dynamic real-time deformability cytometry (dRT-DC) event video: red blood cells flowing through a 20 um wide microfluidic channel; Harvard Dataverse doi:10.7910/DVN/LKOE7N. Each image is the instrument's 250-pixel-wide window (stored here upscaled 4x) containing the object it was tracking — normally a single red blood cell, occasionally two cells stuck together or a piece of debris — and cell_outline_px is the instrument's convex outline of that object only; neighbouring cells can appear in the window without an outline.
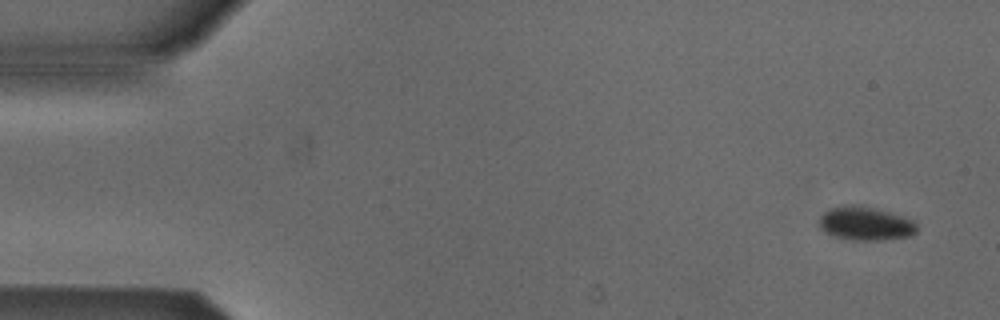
{"species": "Egyptian fruit bat (a non-hibernating species)", "species_latin": "Rousettus aegyptiacus", "temperature_condition": "cold", "stored_images_in_passage": 7, "camera_frame_rate_fps": 3000, "um_per_image_px": 0.085, "animal": {"sex": "male"}, "frame": {"image": 1, "passage_image": 1, "time_ms": 0.0, "image_size_px": [1000, 320], "cell_outline_px": [[916, 232], [912, 236], [884, 240], [852, 240], [832, 236], [824, 232], [820, 228], [820, 216], [828, 208], [852, 204], [860, 204], [888, 212], [912, 220], [916, 224]], "centroid_in_image_um": [73.53, 19.01], "position_along_channel_um": 11.5, "area_um2": 19.25}}
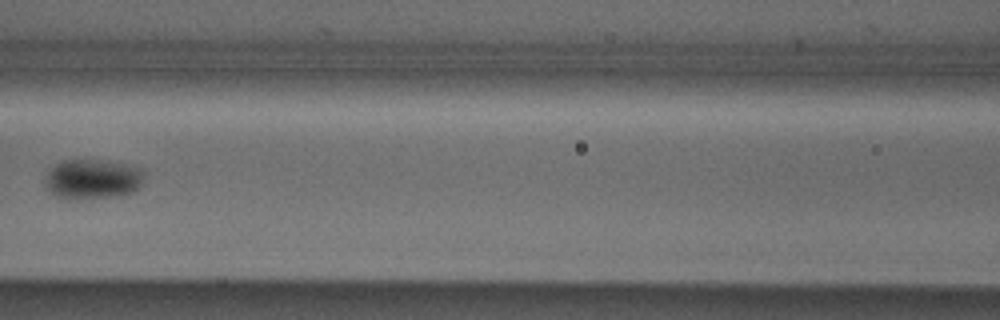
{"frame": {"image": 2, "passage_image": 6, "time_ms": 7.0, "image_size_px": [1000, 320], "cell_outline_px": [[144, 180], [140, 188], [136, 192], [116, 196], [76, 200], [64, 200], [56, 196], [48, 188], [44, 180], [44, 176], [48, 168], [60, 160], [108, 160], [136, 164], [144, 168]], "centroid_in_image_um": [7.92, 15.21], "position_along_channel_um": 158.7, "area_um2": 24.22}}
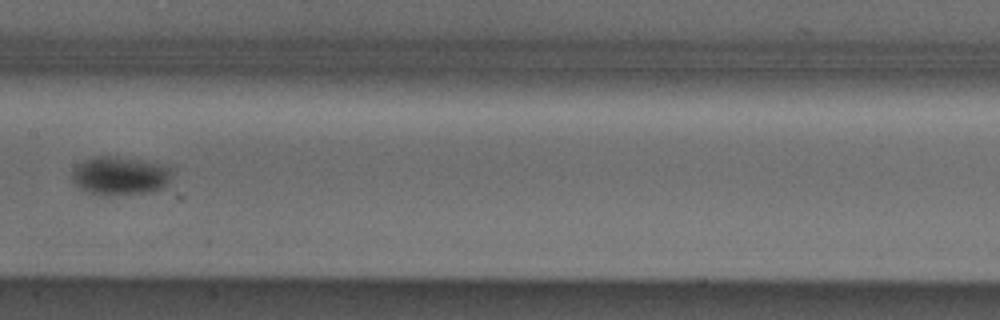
{"frame": {"image": 3, "passage_image": 7, "time_ms": 8.0, "image_size_px": [1000, 320], "cell_outline_px": [[172, 172], [168, 184], [164, 188], [152, 192], [104, 196], [96, 196], [84, 192], [72, 180], [72, 172], [84, 160], [96, 156], [108, 156], [140, 160], [168, 164], [172, 168]], "centroid_in_image_um": [10.24, 14.97], "position_along_channel_um": 197.2, "area_um2": 22.83}}